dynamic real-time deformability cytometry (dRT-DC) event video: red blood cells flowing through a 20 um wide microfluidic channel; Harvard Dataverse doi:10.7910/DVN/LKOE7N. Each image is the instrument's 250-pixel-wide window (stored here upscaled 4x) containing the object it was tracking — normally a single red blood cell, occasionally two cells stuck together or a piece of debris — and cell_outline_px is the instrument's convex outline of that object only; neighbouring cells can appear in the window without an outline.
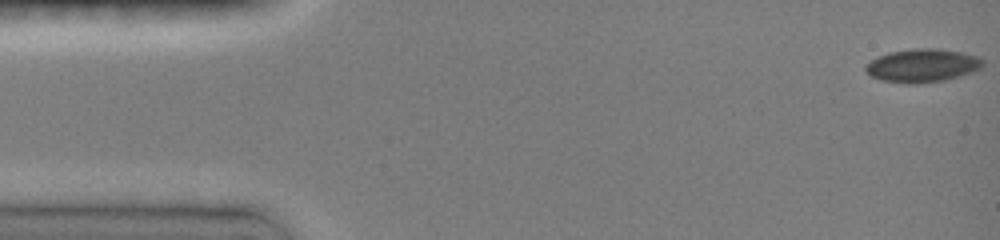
{"species": "common noctule bat (a hibernating species)", "species_latin": "Nyctalus noctula", "temperature_condition": "room temperature", "stored_images_in_passage": 75, "camera_frame_rate_fps": 3000, "um_per_image_px": 0.085, "animal": {"sex": "female", "body_mass_g": 19.0, "forearm_length_mm": 51.5}, "frame": {"image": 1, "passage_image": 1, "time_ms": 0.0, "image_size_px": [1000, 240], "cell_outline_px": [[984, 64], [980, 68], [972, 72], [960, 76], [944, 80], [916, 84], [908, 84], [880, 80], [872, 76], [864, 68], [864, 64], [888, 52], [916, 48], [936, 48], [960, 52], [976, 56], [984, 60]], "centroid_in_image_um": [78.39, 5.57], "position_along_channel_um": 6.6, "area_um2": 22.72}}
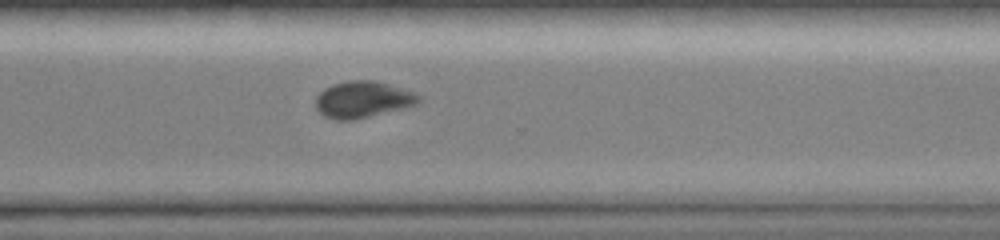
{"frame": {"image": 2, "passage_image": 53, "time_ms": 11.333, "image_size_px": [1000, 240], "cell_outline_px": [[420, 100], [416, 104], [404, 108], [352, 120], [336, 120], [324, 116], [316, 108], [316, 96], [324, 88], [332, 84], [348, 80], [376, 80], [412, 92], [420, 96]], "centroid_in_image_um": [30.8, 8.45], "position_along_channel_um": 339.8, "area_um2": 21.79}}
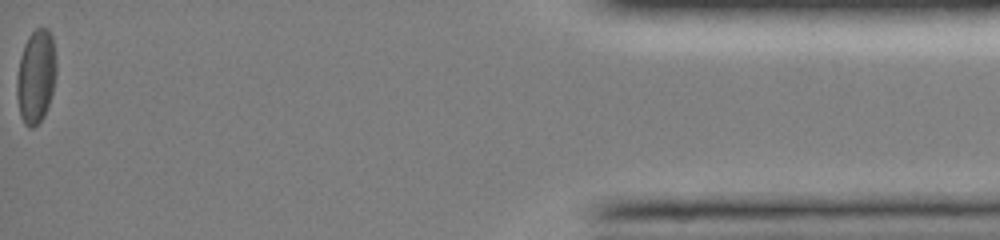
{"frame": {"image": 3, "passage_image": 75, "time_ms": 15.667, "image_size_px": [1000, 240], "cell_outline_px": [[56, 76], [52, 92], [44, 116], [32, 128], [28, 128], [24, 124], [20, 116], [16, 96], [16, 76], [20, 56], [24, 44], [28, 36], [36, 28], [48, 28], [52, 36], [56, 56]], "centroid_in_image_um": [3.04, 6.48], "position_along_channel_um": 432.2, "area_um2": 21.85}, "authors_computed_cell_mechanics": {"area_um2": 22.0796, "velocity_mm_per_s": 4.0311, "shape_relaxation_time_tau1_ms": 8.4825, "shape_relaxation_time_tau2_ms": null, "deformation_change_tau1": 0.1527, "deformation_change_tau2": null}}